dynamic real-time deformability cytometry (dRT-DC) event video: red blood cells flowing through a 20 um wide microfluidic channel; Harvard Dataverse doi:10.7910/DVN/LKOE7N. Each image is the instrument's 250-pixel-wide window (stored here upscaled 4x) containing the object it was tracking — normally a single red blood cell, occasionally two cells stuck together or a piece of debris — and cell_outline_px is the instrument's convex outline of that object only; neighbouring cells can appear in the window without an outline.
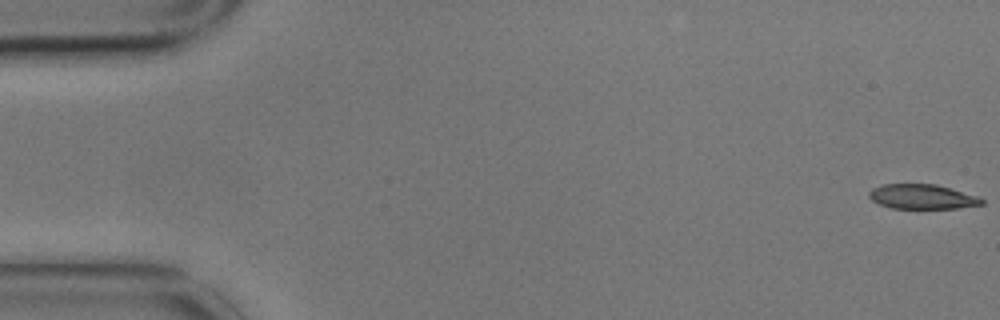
{"species": "common noctule bat (a hibernating species)", "species_latin": "Nyctalus noctula", "temperature_condition": "cold", "stored_images_in_passage": 6, "segment_of_instrument_passage": [1, 2], "camera_frame_rate_fps": 3000, "um_per_image_px": 0.085, "animal": {"sex": "male", "body_mass_g": 17.9}, "frame": {"image": 1, "passage_image": 1, "time_ms": 0.0, "image_size_px": [1000, 320], "cell_outline_px": [[984, 204], [956, 208], [892, 208], [880, 204], [872, 200], [868, 196], [868, 192], [872, 188], [884, 184], [936, 184], [976, 196], [984, 200]], "centroid_in_image_um": [78.35, 16.71], "position_along_channel_um": 6.6, "area_um2": 16.01}}